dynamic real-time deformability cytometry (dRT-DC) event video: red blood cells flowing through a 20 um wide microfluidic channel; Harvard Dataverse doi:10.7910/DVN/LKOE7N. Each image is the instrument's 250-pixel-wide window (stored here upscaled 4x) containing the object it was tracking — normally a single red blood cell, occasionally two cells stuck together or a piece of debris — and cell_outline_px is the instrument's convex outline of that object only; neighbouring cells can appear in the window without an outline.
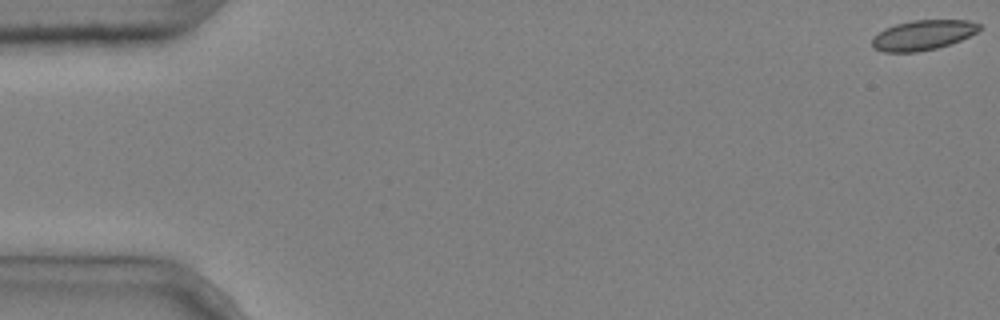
{"species": "common noctule bat (a hibernating species)", "species_latin": "Nyctalus noctula", "temperature_condition": "cold", "stored_images_in_passage": 7, "camera_frame_rate_fps": 3000, "um_per_image_px": 0.085, "animal": {"sex": "male", "body_mass_g": 20.4}, "frame": {"image": 1, "passage_image": 1, "time_ms": 0.0, "image_size_px": [1000, 320], "cell_outline_px": [[984, 28], [960, 40], [936, 48], [916, 52], [884, 52], [876, 48], [872, 44], [872, 36], [884, 28], [896, 24], [912, 20], [968, 20], [980, 24]], "centroid_in_image_um": [78.44, 2.97], "position_along_channel_um": 6.6, "area_um2": 18.67}}
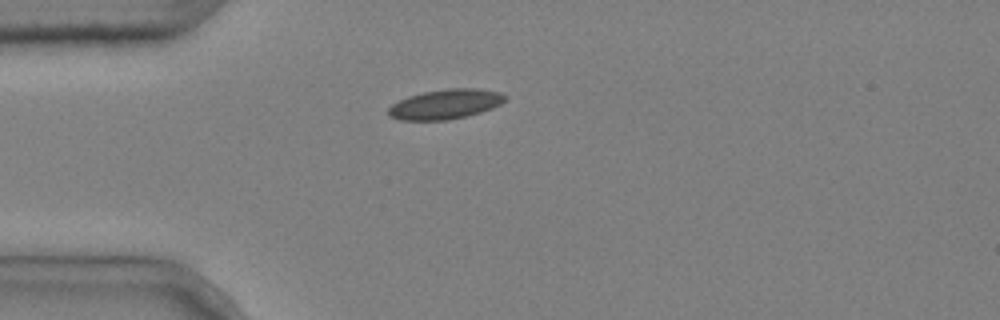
{"frame": {"image": 2, "passage_image": 4, "time_ms": 1.0, "image_size_px": [1000, 320], "cell_outline_px": [[508, 96], [500, 104], [492, 108], [480, 112], [448, 120], [400, 120], [388, 116], [388, 108], [392, 104], [408, 96], [424, 92], [448, 88], [476, 88], [500, 92]], "centroid_in_image_um": [37.84, 8.85], "position_along_channel_um": 47.2, "area_um2": 20.17}}